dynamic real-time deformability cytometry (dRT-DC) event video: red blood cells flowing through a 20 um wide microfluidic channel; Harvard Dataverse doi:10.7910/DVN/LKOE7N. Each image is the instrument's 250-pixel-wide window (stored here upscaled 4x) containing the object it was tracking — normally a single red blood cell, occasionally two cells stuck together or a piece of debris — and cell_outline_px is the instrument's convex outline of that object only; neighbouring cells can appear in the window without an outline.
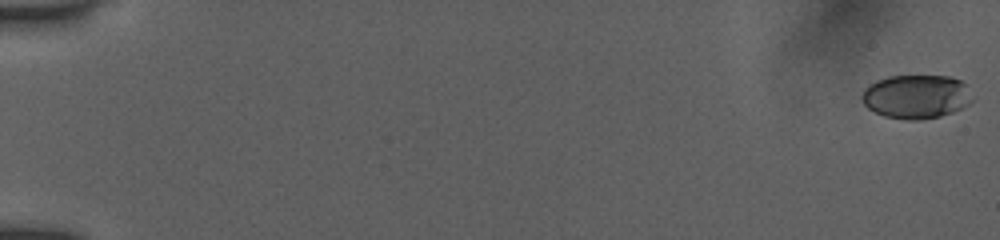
{"species": "human", "species_latin": "Homo sapiens", "temperature_condition": "room temperature", "stored_images_in_passage": 54, "camera_frame_rate_fps": 3000, "um_per_image_px": 0.085, "donor": {"sex": "female"}, "frame": {"image": 1, "passage_image": 1, "time_ms": 0.0, "image_size_px": [1000, 240], "cell_outline_px": [[972, 100], [968, 104], [952, 112], [940, 116], [924, 120], [904, 120], [884, 116], [868, 108], [864, 104], [860, 96], [864, 88], [876, 80], [888, 76], [948, 76], [960, 80], [964, 84]], "centroid_in_image_um": [77.82, 8.22], "position_along_channel_um": 7.2, "area_um2": 28.15}}
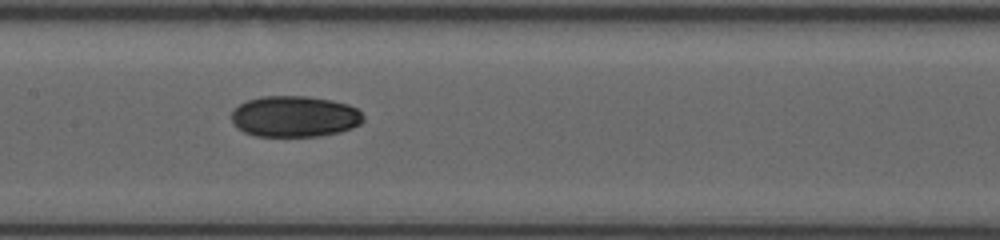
{"frame": {"image": 2, "passage_image": 29, "time_ms": 9.333, "image_size_px": [1000, 240], "cell_outline_px": [[364, 120], [360, 124], [352, 128], [340, 132], [320, 136], [256, 136], [244, 132], [236, 128], [232, 124], [232, 112], [240, 104], [248, 100], [260, 96], [308, 96], [332, 100], [348, 104], [356, 108], [364, 116]], "centroid_in_image_um": [25.05, 9.9], "position_along_channel_um": 182.4, "area_um2": 31.79}}
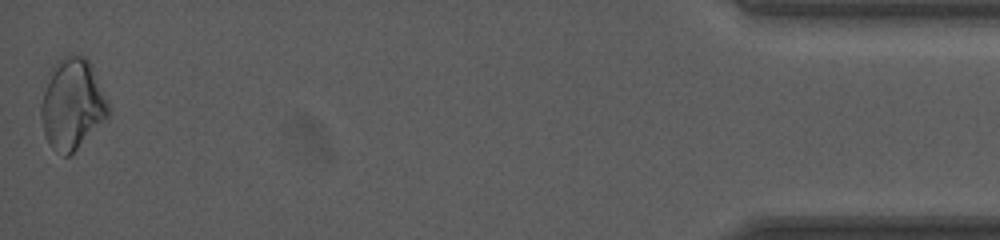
{"frame": {"image": 3, "passage_image": 54, "time_ms": 17.667, "image_size_px": [1000, 240], "cell_outline_px": [[108, 116], [68, 156], [64, 156], [56, 152], [48, 144], [44, 136], [40, 116], [40, 104], [48, 72], [52, 64], [56, 60], [64, 56], [84, 56], [88, 60], [92, 68], [108, 104]], "centroid_in_image_um": [6.06, 8.84], "position_along_channel_um": 429.1, "area_um2": 35.2}, "authors_computed_cell_mechanics": {"area_um2": 30.6918, "velocity_mm_per_s": 3.9348, "shape_relaxation_time_tau1_ms": null, "shape_relaxation_time_tau2_ms": 6.7062, "deformation_change_tau1": null, "deformation_change_tau2": 0.0836}}